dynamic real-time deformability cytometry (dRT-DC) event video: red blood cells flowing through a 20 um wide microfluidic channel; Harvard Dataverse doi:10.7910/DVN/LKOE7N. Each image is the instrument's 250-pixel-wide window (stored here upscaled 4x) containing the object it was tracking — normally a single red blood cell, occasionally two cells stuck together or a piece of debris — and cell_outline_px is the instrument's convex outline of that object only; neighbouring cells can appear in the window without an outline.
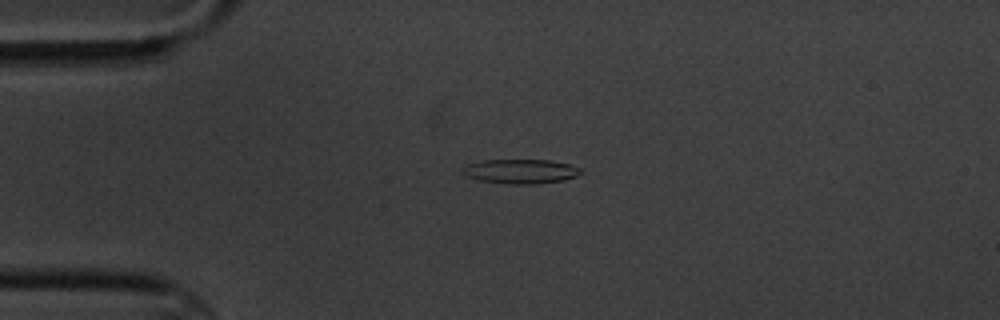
{"species": "common noctule bat (a hibernating species)", "species_latin": "Nyctalus noctula", "temperature_condition": "cold", "stored_images_in_passage": 2, "camera_frame_rate_fps": 3000, "um_per_image_px": 0.085, "animal": {"sex": "male", "body_mass_g": 20.1, "forearm_length_mm": 53.5}, "frame": {"image": 1, "passage_image": 1, "time_ms": 0.0, "image_size_px": [1000, 320], "cell_outline_px": [[584, 172], [576, 176], [564, 180], [536, 184], [508, 184], [480, 180], [468, 176], [460, 168], [468, 164], [484, 160], [548, 160], [568, 164], [580, 168]], "centroid_in_image_um": [44.28, 14.57], "position_along_channel_um": 40.7, "area_um2": 16.7}}